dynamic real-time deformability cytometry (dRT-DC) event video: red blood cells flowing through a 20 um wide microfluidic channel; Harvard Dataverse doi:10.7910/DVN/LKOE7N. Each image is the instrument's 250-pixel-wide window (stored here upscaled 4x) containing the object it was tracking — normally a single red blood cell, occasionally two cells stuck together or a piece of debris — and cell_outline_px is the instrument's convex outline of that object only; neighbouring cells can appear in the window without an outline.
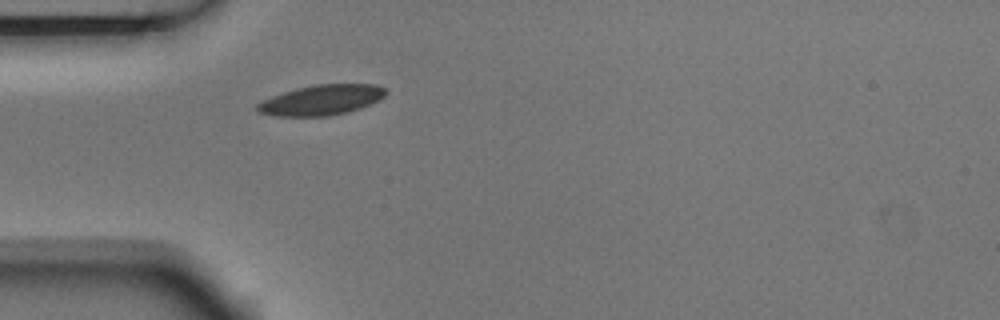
{"species": "Egyptian fruit bat (a non-hibernating species)", "species_latin": "Rousettus aegyptiacus", "temperature_condition": "room temperature", "stored_images_in_passage": 1, "camera_frame_rate_fps": 3000, "um_per_image_px": 0.085, "animal": {"sex": "male"}, "frame": {"image": 1, "passage_image": 1, "time_ms": 0.0, "image_size_px": [1000, 320], "cell_outline_px": [[388, 92], [380, 100], [360, 108], [328, 116], [276, 116], [260, 112], [256, 108], [256, 104], [272, 96], [296, 88], [316, 84], [376, 84], [384, 88]], "centroid_in_image_um": [27.35, 8.49], "position_along_channel_um": 57.7, "area_um2": 22.48}}